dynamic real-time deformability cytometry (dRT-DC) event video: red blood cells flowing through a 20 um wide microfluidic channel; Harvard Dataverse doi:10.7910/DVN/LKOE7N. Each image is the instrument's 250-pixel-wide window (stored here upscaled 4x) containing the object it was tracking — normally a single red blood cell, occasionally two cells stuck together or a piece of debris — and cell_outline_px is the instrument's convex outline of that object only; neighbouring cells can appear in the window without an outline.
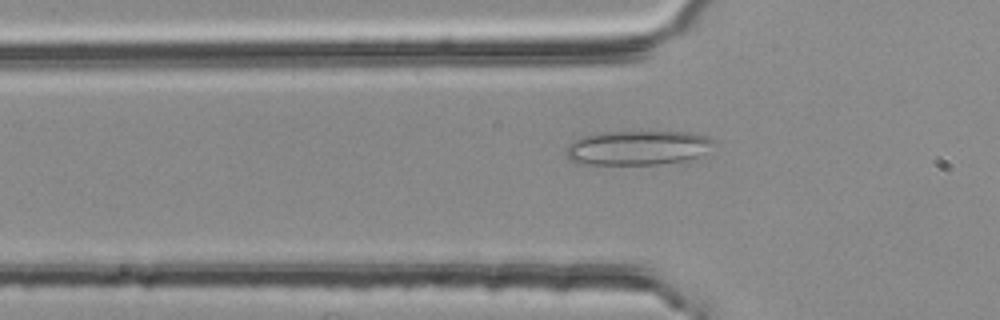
{"species": "common noctule bat (a hibernating species)", "species_latin": "Nyctalus noctula", "temperature_condition": "room temperature", "stored_images_in_passage": 43, "camera_frame_rate_fps": 3000, "um_per_image_px": 0.085, "animal": {"sex": "female", "body_mass_g": 25.1}, "frame": {"image": 1, "passage_image": 7, "time_ms": 2.0, "image_size_px": [1000, 320], "cell_outline_px": [[716, 144], [696, 156], [684, 160], [656, 164], [576, 164], [564, 152], [564, 148], [568, 144], [584, 136], [604, 132], [688, 132], [708, 136], [716, 140]], "centroid_in_image_um": [54.18, 12.55], "position_along_channel_um": 71.6, "area_um2": 29.42}}
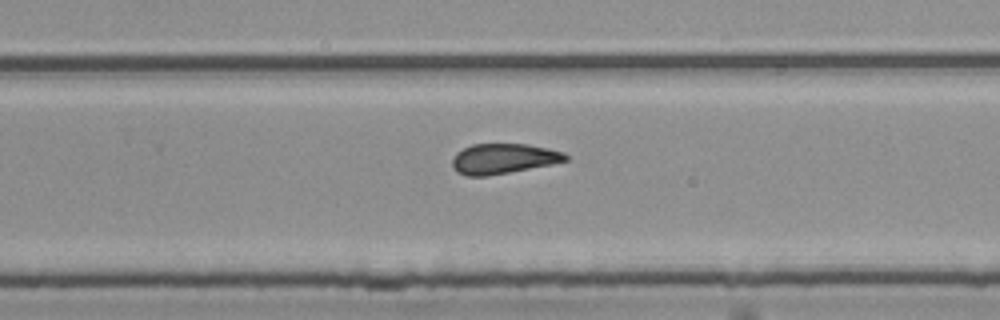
{"frame": {"image": 2, "passage_image": 24, "time_ms": 7.667, "image_size_px": [1000, 320], "cell_outline_px": [[568, 160], [552, 164], [488, 176], [468, 176], [456, 172], [452, 168], [452, 160], [456, 152], [472, 144], [528, 144], [548, 148], [564, 152], [568, 156]], "centroid_in_image_um": [42.77, 13.49], "position_along_channel_um": 287.0, "area_um2": 20.0}}
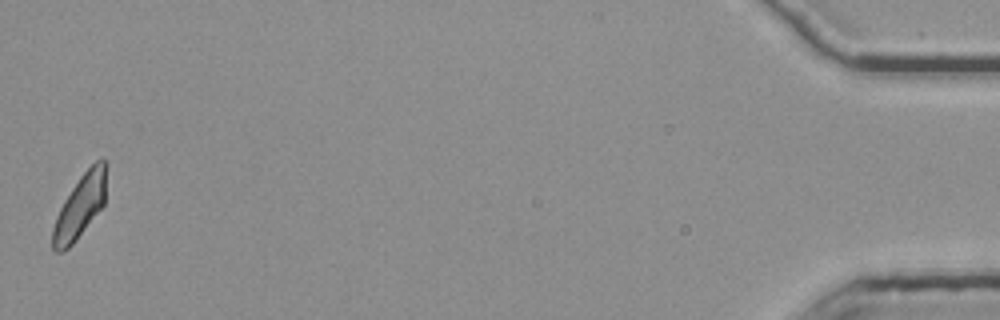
{"frame": {"image": 3, "passage_image": 43, "time_ms": 14.0, "image_size_px": [1000, 320], "cell_outline_px": [[108, 164], [104, 204], [76, 240], [68, 248], [60, 252], [56, 252], [52, 248], [52, 228], [56, 216], [64, 200], [80, 176], [100, 156], [104, 156]], "centroid_in_image_um": [6.84, 17.47], "position_along_channel_um": 428.4, "area_um2": 20.0}, "authors_computed_cell_mechanics": {"area_um2": 20.519, "velocity_mm_per_s": 3.787, "shape_relaxation_time_tau1_ms": 11.3234, "shape_relaxation_time_tau2_ms": 2.3045, "deformation_change_tau1": 0.2014, "deformation_change_tau2": 0.1079}}